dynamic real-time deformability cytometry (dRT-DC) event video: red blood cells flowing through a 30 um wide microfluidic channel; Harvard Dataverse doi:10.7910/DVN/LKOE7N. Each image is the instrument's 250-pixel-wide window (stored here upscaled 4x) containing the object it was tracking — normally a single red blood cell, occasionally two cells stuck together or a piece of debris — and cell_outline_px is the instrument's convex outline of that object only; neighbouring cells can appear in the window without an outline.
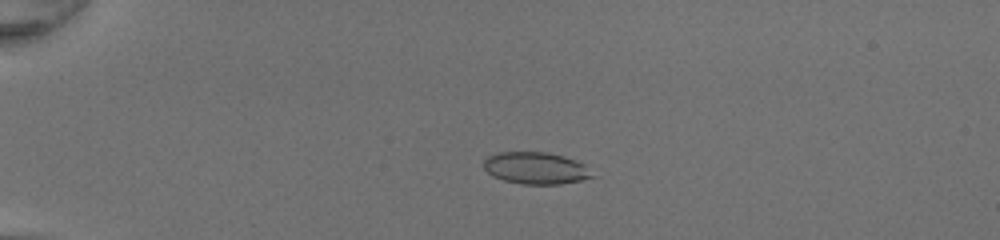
{"species": "common noctule bat (a hibernating species)", "species_latin": "Nyctalus noctula", "temperature_condition": "room temperature", "stored_images_in_passage": 51, "camera_frame_rate_fps": 3000, "um_per_image_px": 0.085, "animal": {"sex": "female", "body_mass_g": 20.0, "forearm_length_mm": 54.0}, "frame": {"image": 1, "passage_image": 14, "time_ms": 4.333, "image_size_px": [1000, 240], "cell_outline_px": [[596, 176], [580, 180], [560, 184], [520, 184], [504, 180], [492, 176], [484, 168], [484, 160], [488, 156], [500, 152], [548, 152], [564, 156], [576, 160], [584, 164]], "centroid_in_image_um": [45.55, 14.29], "position_along_channel_um": 39.4, "area_um2": 20.23}}
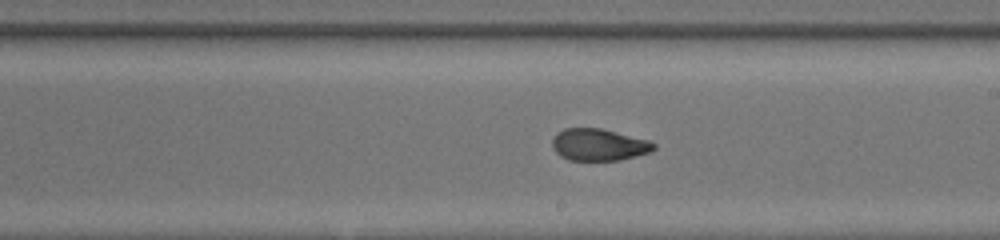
{"frame": {"image": 2, "passage_image": 32, "time_ms": 10.333, "image_size_px": [1000, 240], "cell_outline_px": [[656, 148], [652, 152], [620, 160], [568, 160], [560, 156], [552, 148], [552, 140], [556, 132], [564, 128], [600, 128], [648, 140], [656, 144]], "centroid_in_image_um": [50.88, 12.3], "position_along_channel_um": 238.1, "area_um2": 19.02}}
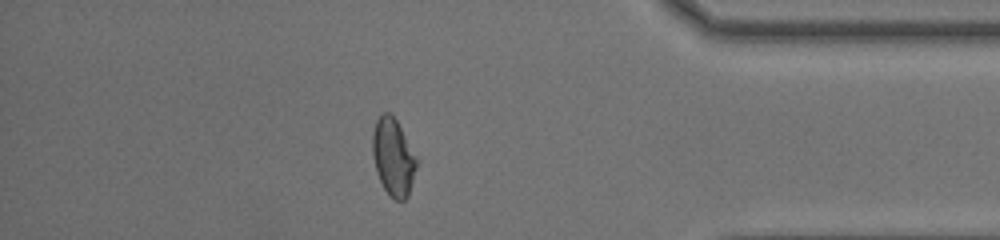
{"frame": {"image": 3, "passage_image": 45, "time_ms": 14.667, "image_size_px": [1000, 240], "cell_outline_px": [[416, 168], [408, 196], [404, 200], [396, 200], [384, 188], [376, 172], [372, 156], [372, 132], [376, 120], [384, 112], [388, 112], [396, 120], [416, 156]], "centroid_in_image_um": [33.4, 13.34], "position_along_channel_um": 401.8, "area_um2": 19.54}, "authors_computed_cell_mechanics": {"area_um2": 20.1722, "velocity_mm_per_s": 4.3217, "shape_relaxation_time_tau1_ms": null, "shape_relaxation_time_tau2_ms": 1.0804, "deformation_change_tau1": null, "deformation_change_tau2": 0.0614}}